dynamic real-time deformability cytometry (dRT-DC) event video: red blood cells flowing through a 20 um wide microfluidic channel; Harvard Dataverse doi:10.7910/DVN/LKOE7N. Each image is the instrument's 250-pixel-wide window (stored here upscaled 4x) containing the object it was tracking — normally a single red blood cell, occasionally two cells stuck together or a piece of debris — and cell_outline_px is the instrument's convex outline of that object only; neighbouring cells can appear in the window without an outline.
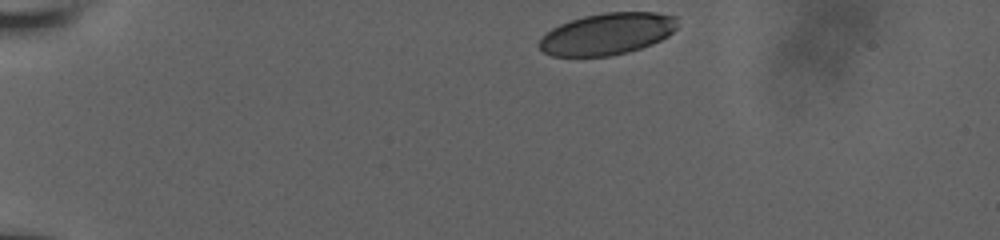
{"species": "human", "species_latin": "Homo sapiens", "temperature_condition": "room temperature", "stored_images_in_passage": 37, "camera_frame_rate_fps": 3000, "um_per_image_px": 0.085, "donor": {"sex": "male"}, "frame": {"image": 1, "passage_image": 1, "time_ms": 0.0, "image_size_px": [1000, 240], "cell_outline_px": [[676, 28], [668, 36], [652, 44], [628, 52], [608, 56], [552, 56], [544, 52], [540, 48], [540, 40], [552, 28], [560, 24], [584, 16], [604, 12], [656, 12], [676, 16]], "centroid_in_image_um": [51.64, 2.87], "position_along_channel_um": 33.4, "area_um2": 33.35}}
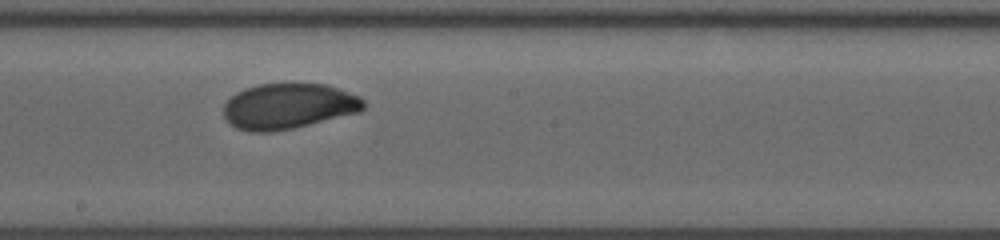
{"frame": {"image": 2, "passage_image": 22, "time_ms": 7.0, "image_size_px": [1000, 240], "cell_outline_px": [[368, 104], [360, 112], [276, 132], [252, 132], [236, 128], [228, 124], [224, 116], [224, 104], [236, 92], [244, 88], [260, 84], [328, 84], [340, 88], [360, 96]], "centroid_in_image_um": [24.53, 9.03], "position_along_channel_um": 223.7, "area_um2": 37.51}}
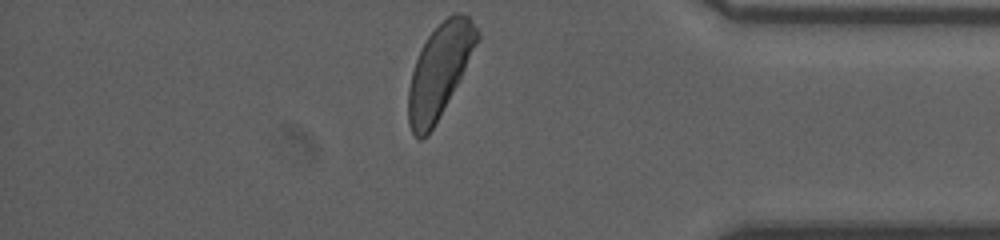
{"frame": {"image": 3, "passage_image": 37, "time_ms": 12.0, "image_size_px": [1000, 240], "cell_outline_px": [[480, 36], [460, 80], [428, 136], [420, 140], [412, 132], [408, 124], [408, 88], [412, 72], [416, 60], [428, 36], [452, 12], [460, 12], [468, 16], [472, 20], [480, 32]], "centroid_in_image_um": [37.36, 6.02], "position_along_channel_um": 397.8, "area_um2": 36.82}, "authors_computed_cell_mechanics": {"area_um2": 37.1654, "velocity_mm_per_s": 3.8976, "shape_relaxation_time_tau1_ms": 3.5959, "shape_relaxation_time_tau2_ms": null, "deformation_change_tau1": 0.1194, "deformation_change_tau2": null}}